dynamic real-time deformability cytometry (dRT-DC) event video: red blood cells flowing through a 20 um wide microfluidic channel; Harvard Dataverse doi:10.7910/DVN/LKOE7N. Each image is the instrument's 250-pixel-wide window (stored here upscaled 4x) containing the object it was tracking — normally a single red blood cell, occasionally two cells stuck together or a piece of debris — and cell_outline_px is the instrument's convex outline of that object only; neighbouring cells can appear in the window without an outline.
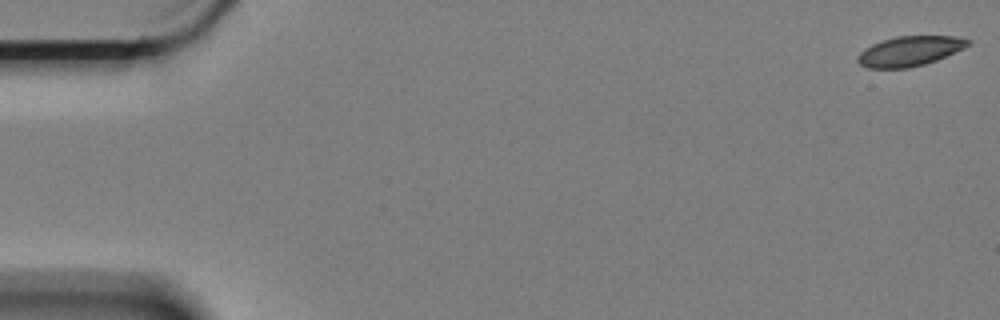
{"species": "Egyptian fruit bat (a non-hibernating species)", "species_latin": "Rousettus aegyptiacus", "temperature_condition": "cold", "stored_images_in_passage": 12, "camera_frame_rate_fps": 3000, "um_per_image_px": 0.085, "animal": {"sex": "female"}, "frame": {"image": 1, "passage_image": 1, "time_ms": 0.0, "image_size_px": [1000, 320], "cell_outline_px": [[972, 44], [964, 48], [936, 60], [924, 64], [908, 68], [868, 68], [860, 64], [856, 60], [856, 56], [864, 48], [872, 44], [896, 36], [960, 36], [972, 40]], "centroid_in_image_um": [77.34, 4.34], "position_along_channel_um": 7.7, "area_um2": 19.31}}
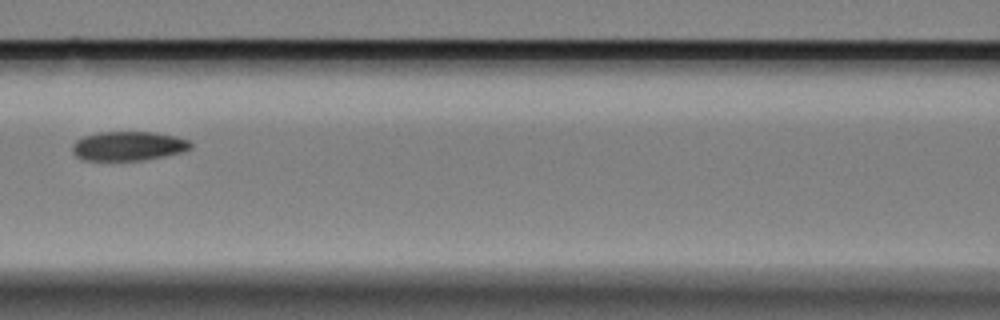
{"frame": {"image": 2, "passage_image": 7, "time_ms": 2.0, "image_size_px": [1000, 320], "cell_outline_px": [[192, 148], [184, 152], [144, 160], [80, 160], [72, 152], [72, 144], [76, 140], [84, 136], [100, 132], [156, 132], [176, 136], [188, 140], [192, 144]], "centroid_in_image_um": [10.91, 12.41], "position_along_channel_um": 155.7, "area_um2": 20.35}}
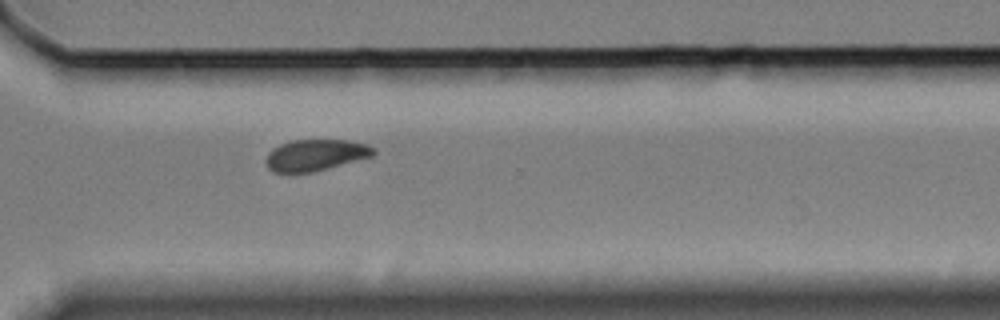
{"frame": {"image": 3, "passage_image": 12, "time_ms": 3.667, "image_size_px": [1000, 320], "cell_outline_px": [[376, 152], [372, 156], [312, 172], [272, 172], [268, 168], [264, 160], [268, 152], [272, 148], [280, 144], [292, 140], [348, 140], [368, 144], [376, 148]], "centroid_in_image_um": [26.8, 13.17], "position_along_channel_um": 343.8, "area_um2": 19.71}}